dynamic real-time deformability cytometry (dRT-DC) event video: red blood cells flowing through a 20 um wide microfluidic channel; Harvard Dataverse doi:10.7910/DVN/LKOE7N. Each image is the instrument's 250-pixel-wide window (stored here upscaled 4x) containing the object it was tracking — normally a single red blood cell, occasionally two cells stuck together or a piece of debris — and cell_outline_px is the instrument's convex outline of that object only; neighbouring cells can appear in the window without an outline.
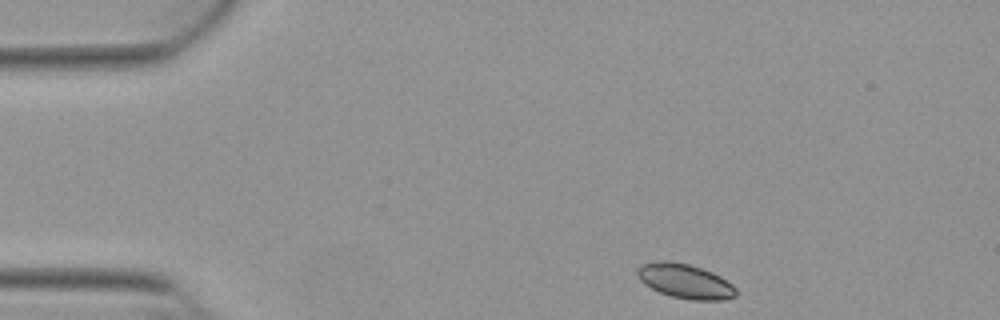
{"species": "Egyptian fruit bat (a non-hibernating species)", "species_latin": "Rousettus aegyptiacus", "temperature_condition": "warm", "stored_images_in_passage": 20, "camera_frame_rate_fps": 3000, "um_per_image_px": 0.085, "animal": {"sex": "female"}, "frame": {"image": 1, "passage_image": 1, "time_ms": 0.0, "image_size_px": [1000, 320], "cell_outline_px": [[736, 296], [724, 300], [688, 300], [672, 296], [660, 292], [644, 284], [640, 280], [636, 272], [636, 268], [640, 264], [664, 260], [668, 260], [688, 264], [712, 272], [720, 276], [732, 284], [736, 288]], "centroid_in_image_um": [58.22, 23.9], "position_along_channel_um": 26.8, "area_um2": 19.88}}
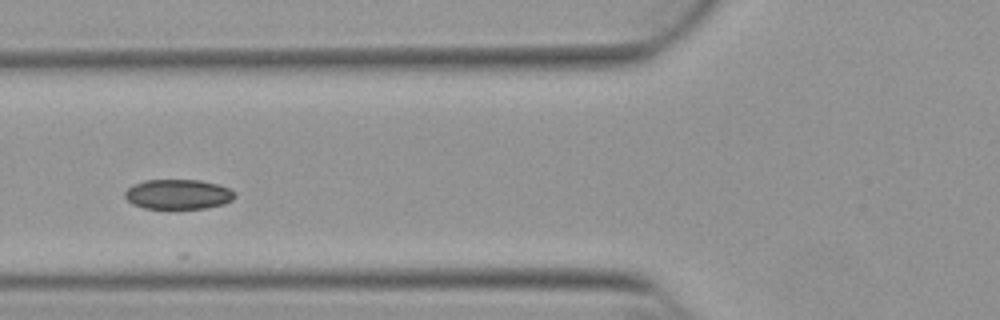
{"frame": {"image": 2, "passage_image": 13, "time_ms": 4.0, "image_size_px": [1000, 320], "cell_outline_px": [[236, 196], [232, 200], [224, 204], [208, 208], [144, 208], [132, 204], [124, 196], [124, 192], [132, 184], [144, 180], [200, 180], [216, 184], [228, 188], [236, 192]], "centroid_in_image_um": [15.14, 16.51], "position_along_channel_um": 110.7, "area_um2": 19.19}}
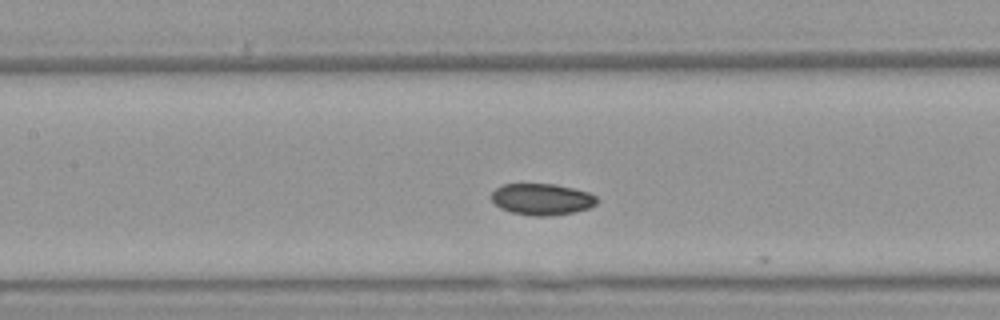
{"frame": {"image": 3, "passage_image": 17, "time_ms": 5.333, "image_size_px": [1000, 320], "cell_outline_px": [[596, 204], [588, 208], [572, 212], [548, 216], [532, 216], [512, 212], [500, 208], [492, 200], [492, 192], [496, 188], [504, 184], [556, 184], [588, 192], [596, 196]], "centroid_in_image_um": [46.04, 16.93], "position_along_channel_um": 161.4, "area_um2": 19.13}}